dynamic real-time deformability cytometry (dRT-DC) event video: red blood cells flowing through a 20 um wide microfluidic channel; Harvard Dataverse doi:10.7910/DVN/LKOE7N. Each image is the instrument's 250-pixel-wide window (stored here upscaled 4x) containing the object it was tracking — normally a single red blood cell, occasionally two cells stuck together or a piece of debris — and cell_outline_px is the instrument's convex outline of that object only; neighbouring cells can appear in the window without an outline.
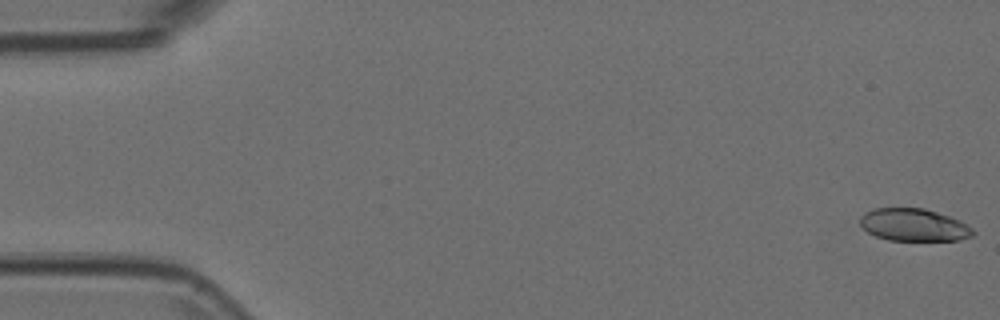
{"species": "Egyptian fruit bat (a non-hibernating species)", "species_latin": "Rousettus aegyptiacus", "temperature_condition": "room temperature", "stored_images_in_passage": 54, "camera_frame_rate_fps": 3000, "um_per_image_px": 0.085, "animal": {"sex": "female"}, "frame": {"image": 1, "passage_image": 1, "time_ms": 0.0, "image_size_px": [1000, 320], "cell_outline_px": [[976, 232], [972, 236], [960, 240], [888, 240], [876, 236], [868, 232], [860, 224], [860, 216], [864, 212], [872, 208], [924, 208], [960, 220], [968, 224]], "centroid_in_image_um": [77.68, 19.11], "position_along_channel_um": 7.3, "area_um2": 21.44}}
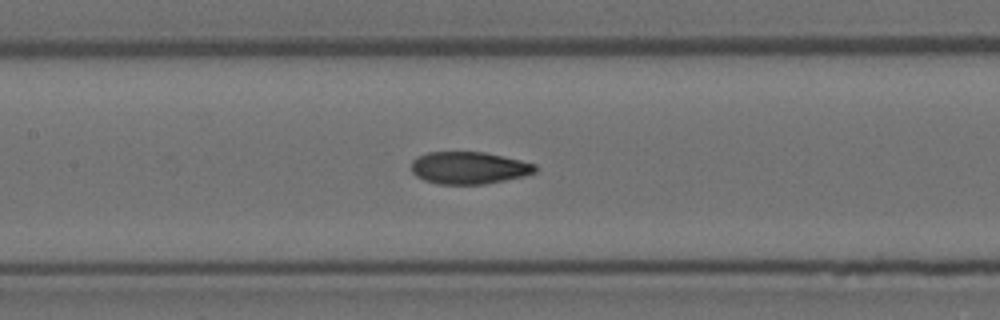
{"frame": {"image": 2, "passage_image": 25, "time_ms": 8.0, "image_size_px": [1000, 320], "cell_outline_px": [[536, 172], [524, 176], [484, 184], [436, 184], [424, 180], [416, 176], [412, 172], [412, 160], [416, 156], [428, 152], [484, 152], [520, 160], [536, 164]], "centroid_in_image_um": [39.83, 14.27], "position_along_channel_um": 167.6, "area_um2": 23.29}}
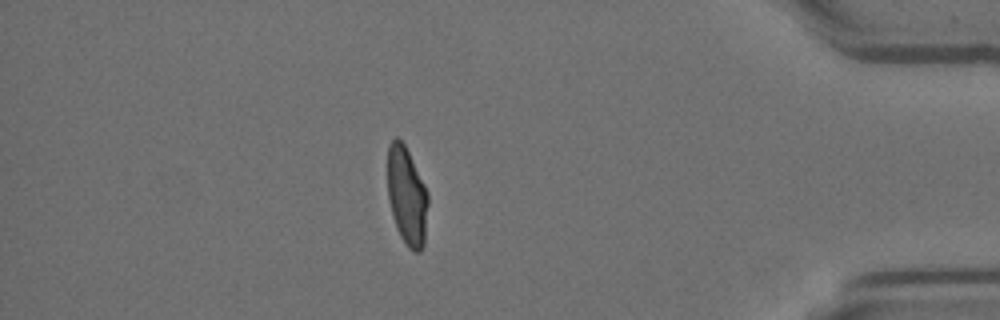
{"frame": {"image": 3, "passage_image": 47, "time_ms": 15.333, "image_size_px": [1000, 320], "cell_outline_px": [[428, 204], [424, 244], [420, 252], [416, 252], [408, 248], [400, 236], [396, 228], [392, 216], [388, 200], [388, 144], [396, 136], [404, 144], [428, 192]], "centroid_in_image_um": [34.58, 16.69], "position_along_channel_um": 400.6, "area_um2": 23.18}}